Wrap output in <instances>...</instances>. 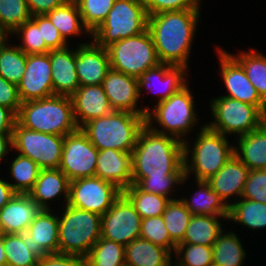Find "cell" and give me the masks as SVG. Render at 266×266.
<instances>
[{
	"mask_svg": "<svg viewBox=\"0 0 266 266\" xmlns=\"http://www.w3.org/2000/svg\"><path fill=\"white\" fill-rule=\"evenodd\" d=\"M199 10L164 11L148 16V30L160 63L188 67Z\"/></svg>",
	"mask_w": 266,
	"mask_h": 266,
	"instance_id": "1",
	"label": "cell"
},
{
	"mask_svg": "<svg viewBox=\"0 0 266 266\" xmlns=\"http://www.w3.org/2000/svg\"><path fill=\"white\" fill-rule=\"evenodd\" d=\"M132 154V178H163L185 175L183 142L145 125Z\"/></svg>",
	"mask_w": 266,
	"mask_h": 266,
	"instance_id": "2",
	"label": "cell"
},
{
	"mask_svg": "<svg viewBox=\"0 0 266 266\" xmlns=\"http://www.w3.org/2000/svg\"><path fill=\"white\" fill-rule=\"evenodd\" d=\"M16 122L37 132L61 136L78 129L71 97L63 95L22 102Z\"/></svg>",
	"mask_w": 266,
	"mask_h": 266,
	"instance_id": "3",
	"label": "cell"
},
{
	"mask_svg": "<svg viewBox=\"0 0 266 266\" xmlns=\"http://www.w3.org/2000/svg\"><path fill=\"white\" fill-rule=\"evenodd\" d=\"M145 117L126 111H113L90 120L80 129L98 150L112 148L132 152L141 129L146 125Z\"/></svg>",
	"mask_w": 266,
	"mask_h": 266,
	"instance_id": "4",
	"label": "cell"
},
{
	"mask_svg": "<svg viewBox=\"0 0 266 266\" xmlns=\"http://www.w3.org/2000/svg\"><path fill=\"white\" fill-rule=\"evenodd\" d=\"M197 135L192 149L188 141L183 142L185 176L188 178L191 172H195L196 181H207L234 155V145L229 146L226 136L209 129L205 124ZM189 152L191 159L188 158Z\"/></svg>",
	"mask_w": 266,
	"mask_h": 266,
	"instance_id": "5",
	"label": "cell"
},
{
	"mask_svg": "<svg viewBox=\"0 0 266 266\" xmlns=\"http://www.w3.org/2000/svg\"><path fill=\"white\" fill-rule=\"evenodd\" d=\"M101 238V216L65 204L59 218L58 253L86 257Z\"/></svg>",
	"mask_w": 266,
	"mask_h": 266,
	"instance_id": "6",
	"label": "cell"
},
{
	"mask_svg": "<svg viewBox=\"0 0 266 266\" xmlns=\"http://www.w3.org/2000/svg\"><path fill=\"white\" fill-rule=\"evenodd\" d=\"M148 29V14L142 0H115L112 9L91 39L103 48L139 35Z\"/></svg>",
	"mask_w": 266,
	"mask_h": 266,
	"instance_id": "7",
	"label": "cell"
},
{
	"mask_svg": "<svg viewBox=\"0 0 266 266\" xmlns=\"http://www.w3.org/2000/svg\"><path fill=\"white\" fill-rule=\"evenodd\" d=\"M190 91L186 84L168 99L157 103L153 111H147L146 125L157 133L166 134L184 142V135L191 131L198 120L194 109V97ZM153 120L163 128L151 126Z\"/></svg>",
	"mask_w": 266,
	"mask_h": 266,
	"instance_id": "8",
	"label": "cell"
},
{
	"mask_svg": "<svg viewBox=\"0 0 266 266\" xmlns=\"http://www.w3.org/2000/svg\"><path fill=\"white\" fill-rule=\"evenodd\" d=\"M107 51L110 68L135 78L160 64L148 29L111 44Z\"/></svg>",
	"mask_w": 266,
	"mask_h": 266,
	"instance_id": "9",
	"label": "cell"
},
{
	"mask_svg": "<svg viewBox=\"0 0 266 266\" xmlns=\"http://www.w3.org/2000/svg\"><path fill=\"white\" fill-rule=\"evenodd\" d=\"M215 121L205 124L209 129L221 133L246 135L258 129L265 122V115L254 105L237 99L220 96L210 102Z\"/></svg>",
	"mask_w": 266,
	"mask_h": 266,
	"instance_id": "10",
	"label": "cell"
},
{
	"mask_svg": "<svg viewBox=\"0 0 266 266\" xmlns=\"http://www.w3.org/2000/svg\"><path fill=\"white\" fill-rule=\"evenodd\" d=\"M64 136L37 132L19 125L13 127L12 148L41 169L59 168Z\"/></svg>",
	"mask_w": 266,
	"mask_h": 266,
	"instance_id": "11",
	"label": "cell"
},
{
	"mask_svg": "<svg viewBox=\"0 0 266 266\" xmlns=\"http://www.w3.org/2000/svg\"><path fill=\"white\" fill-rule=\"evenodd\" d=\"M122 194L113 183L99 177H86L70 181L68 205L104 215Z\"/></svg>",
	"mask_w": 266,
	"mask_h": 266,
	"instance_id": "12",
	"label": "cell"
},
{
	"mask_svg": "<svg viewBox=\"0 0 266 266\" xmlns=\"http://www.w3.org/2000/svg\"><path fill=\"white\" fill-rule=\"evenodd\" d=\"M98 149L78 128L64 136L59 169L70 181L95 176Z\"/></svg>",
	"mask_w": 266,
	"mask_h": 266,
	"instance_id": "13",
	"label": "cell"
},
{
	"mask_svg": "<svg viewBox=\"0 0 266 266\" xmlns=\"http://www.w3.org/2000/svg\"><path fill=\"white\" fill-rule=\"evenodd\" d=\"M142 218L122 193L101 216V238L126 246L140 237Z\"/></svg>",
	"mask_w": 266,
	"mask_h": 266,
	"instance_id": "14",
	"label": "cell"
},
{
	"mask_svg": "<svg viewBox=\"0 0 266 266\" xmlns=\"http://www.w3.org/2000/svg\"><path fill=\"white\" fill-rule=\"evenodd\" d=\"M49 53L27 54L26 71L17 85L21 102L54 95Z\"/></svg>",
	"mask_w": 266,
	"mask_h": 266,
	"instance_id": "15",
	"label": "cell"
},
{
	"mask_svg": "<svg viewBox=\"0 0 266 266\" xmlns=\"http://www.w3.org/2000/svg\"><path fill=\"white\" fill-rule=\"evenodd\" d=\"M220 62V72L226 86L228 98L256 106L264 115H266V103L260 98L257 90L249 81L243 67L223 49L217 51Z\"/></svg>",
	"mask_w": 266,
	"mask_h": 266,
	"instance_id": "16",
	"label": "cell"
},
{
	"mask_svg": "<svg viewBox=\"0 0 266 266\" xmlns=\"http://www.w3.org/2000/svg\"><path fill=\"white\" fill-rule=\"evenodd\" d=\"M102 87L114 111L146 115L150 110L148 107L139 109L137 106L140 98L138 78L110 68L102 82Z\"/></svg>",
	"mask_w": 266,
	"mask_h": 266,
	"instance_id": "17",
	"label": "cell"
},
{
	"mask_svg": "<svg viewBox=\"0 0 266 266\" xmlns=\"http://www.w3.org/2000/svg\"><path fill=\"white\" fill-rule=\"evenodd\" d=\"M76 72L80 86L102 84L110 69L107 48L92 43H82L76 49Z\"/></svg>",
	"mask_w": 266,
	"mask_h": 266,
	"instance_id": "18",
	"label": "cell"
},
{
	"mask_svg": "<svg viewBox=\"0 0 266 266\" xmlns=\"http://www.w3.org/2000/svg\"><path fill=\"white\" fill-rule=\"evenodd\" d=\"M29 250L39 259L48 254L58 253L59 217L52 215L51 209H42L26 231Z\"/></svg>",
	"mask_w": 266,
	"mask_h": 266,
	"instance_id": "19",
	"label": "cell"
},
{
	"mask_svg": "<svg viewBox=\"0 0 266 266\" xmlns=\"http://www.w3.org/2000/svg\"><path fill=\"white\" fill-rule=\"evenodd\" d=\"M73 114L78 128L92 119L109 115L113 112L102 84L80 86L71 96Z\"/></svg>",
	"mask_w": 266,
	"mask_h": 266,
	"instance_id": "20",
	"label": "cell"
},
{
	"mask_svg": "<svg viewBox=\"0 0 266 266\" xmlns=\"http://www.w3.org/2000/svg\"><path fill=\"white\" fill-rule=\"evenodd\" d=\"M42 208L29 194L16 193L15 196L0 209V231L3 234H21L26 232L33 219Z\"/></svg>",
	"mask_w": 266,
	"mask_h": 266,
	"instance_id": "21",
	"label": "cell"
},
{
	"mask_svg": "<svg viewBox=\"0 0 266 266\" xmlns=\"http://www.w3.org/2000/svg\"><path fill=\"white\" fill-rule=\"evenodd\" d=\"M95 176L109 181L120 190L132 184V154L112 148L98 150Z\"/></svg>",
	"mask_w": 266,
	"mask_h": 266,
	"instance_id": "22",
	"label": "cell"
},
{
	"mask_svg": "<svg viewBox=\"0 0 266 266\" xmlns=\"http://www.w3.org/2000/svg\"><path fill=\"white\" fill-rule=\"evenodd\" d=\"M53 93L54 95L72 96L80 87L76 72V51L65 47L50 50Z\"/></svg>",
	"mask_w": 266,
	"mask_h": 266,
	"instance_id": "23",
	"label": "cell"
},
{
	"mask_svg": "<svg viewBox=\"0 0 266 266\" xmlns=\"http://www.w3.org/2000/svg\"><path fill=\"white\" fill-rule=\"evenodd\" d=\"M249 169L235 155L206 182L215 191L227 206H230L228 198L232 195L242 197L244 185L247 181Z\"/></svg>",
	"mask_w": 266,
	"mask_h": 266,
	"instance_id": "24",
	"label": "cell"
},
{
	"mask_svg": "<svg viewBox=\"0 0 266 266\" xmlns=\"http://www.w3.org/2000/svg\"><path fill=\"white\" fill-rule=\"evenodd\" d=\"M187 69L185 66L160 63L157 67L147 70L138 78L139 96L142 95L141 92L145 88L151 92L152 82L158 80L163 83L165 88L163 87V91L160 92L159 90L160 93H157L159 96L157 103L168 99L187 84L185 75Z\"/></svg>",
	"mask_w": 266,
	"mask_h": 266,
	"instance_id": "25",
	"label": "cell"
},
{
	"mask_svg": "<svg viewBox=\"0 0 266 266\" xmlns=\"http://www.w3.org/2000/svg\"><path fill=\"white\" fill-rule=\"evenodd\" d=\"M70 180L59 168L41 169L29 196L42 208L50 209L47 203L63 195L66 204L69 199Z\"/></svg>",
	"mask_w": 266,
	"mask_h": 266,
	"instance_id": "26",
	"label": "cell"
},
{
	"mask_svg": "<svg viewBox=\"0 0 266 266\" xmlns=\"http://www.w3.org/2000/svg\"><path fill=\"white\" fill-rule=\"evenodd\" d=\"M234 155L249 170L266 169V122L258 129L238 137Z\"/></svg>",
	"mask_w": 266,
	"mask_h": 266,
	"instance_id": "27",
	"label": "cell"
},
{
	"mask_svg": "<svg viewBox=\"0 0 266 266\" xmlns=\"http://www.w3.org/2000/svg\"><path fill=\"white\" fill-rule=\"evenodd\" d=\"M171 255L167 249L138 237L125 246V266H172Z\"/></svg>",
	"mask_w": 266,
	"mask_h": 266,
	"instance_id": "28",
	"label": "cell"
},
{
	"mask_svg": "<svg viewBox=\"0 0 266 266\" xmlns=\"http://www.w3.org/2000/svg\"><path fill=\"white\" fill-rule=\"evenodd\" d=\"M197 182L198 190L192 199L184 198L182 202L192 215L206 216H228L229 206H227L220 196L213 191L206 181Z\"/></svg>",
	"mask_w": 266,
	"mask_h": 266,
	"instance_id": "29",
	"label": "cell"
},
{
	"mask_svg": "<svg viewBox=\"0 0 266 266\" xmlns=\"http://www.w3.org/2000/svg\"><path fill=\"white\" fill-rule=\"evenodd\" d=\"M219 217L228 220V216L192 215L181 243L213 246L223 232Z\"/></svg>",
	"mask_w": 266,
	"mask_h": 266,
	"instance_id": "30",
	"label": "cell"
},
{
	"mask_svg": "<svg viewBox=\"0 0 266 266\" xmlns=\"http://www.w3.org/2000/svg\"><path fill=\"white\" fill-rule=\"evenodd\" d=\"M212 251L215 266H241L246 256L240 238L233 231H223L213 244Z\"/></svg>",
	"mask_w": 266,
	"mask_h": 266,
	"instance_id": "31",
	"label": "cell"
},
{
	"mask_svg": "<svg viewBox=\"0 0 266 266\" xmlns=\"http://www.w3.org/2000/svg\"><path fill=\"white\" fill-rule=\"evenodd\" d=\"M122 193L130 200L142 219L161 216L170 200H174L173 197L145 192L135 184H131Z\"/></svg>",
	"mask_w": 266,
	"mask_h": 266,
	"instance_id": "32",
	"label": "cell"
},
{
	"mask_svg": "<svg viewBox=\"0 0 266 266\" xmlns=\"http://www.w3.org/2000/svg\"><path fill=\"white\" fill-rule=\"evenodd\" d=\"M242 199V200H241ZM231 202L228 219L238 222L249 229L266 227V204L241 198Z\"/></svg>",
	"mask_w": 266,
	"mask_h": 266,
	"instance_id": "33",
	"label": "cell"
},
{
	"mask_svg": "<svg viewBox=\"0 0 266 266\" xmlns=\"http://www.w3.org/2000/svg\"><path fill=\"white\" fill-rule=\"evenodd\" d=\"M6 266H38L40 259L28 247V233L3 234Z\"/></svg>",
	"mask_w": 266,
	"mask_h": 266,
	"instance_id": "34",
	"label": "cell"
},
{
	"mask_svg": "<svg viewBox=\"0 0 266 266\" xmlns=\"http://www.w3.org/2000/svg\"><path fill=\"white\" fill-rule=\"evenodd\" d=\"M46 16L66 42L68 40L67 37L71 35L76 36L86 32L85 34L88 33L91 36L89 30L83 25L78 6L62 4L47 13Z\"/></svg>",
	"mask_w": 266,
	"mask_h": 266,
	"instance_id": "35",
	"label": "cell"
},
{
	"mask_svg": "<svg viewBox=\"0 0 266 266\" xmlns=\"http://www.w3.org/2000/svg\"><path fill=\"white\" fill-rule=\"evenodd\" d=\"M231 56L243 67L249 81L266 103V57L254 49Z\"/></svg>",
	"mask_w": 266,
	"mask_h": 266,
	"instance_id": "36",
	"label": "cell"
},
{
	"mask_svg": "<svg viewBox=\"0 0 266 266\" xmlns=\"http://www.w3.org/2000/svg\"><path fill=\"white\" fill-rule=\"evenodd\" d=\"M162 217L170 239L176 245L180 244L185 237V232L192 218V214L181 199L175 198L167 204Z\"/></svg>",
	"mask_w": 266,
	"mask_h": 266,
	"instance_id": "37",
	"label": "cell"
},
{
	"mask_svg": "<svg viewBox=\"0 0 266 266\" xmlns=\"http://www.w3.org/2000/svg\"><path fill=\"white\" fill-rule=\"evenodd\" d=\"M85 259L87 266H125V246L100 238Z\"/></svg>",
	"mask_w": 266,
	"mask_h": 266,
	"instance_id": "38",
	"label": "cell"
},
{
	"mask_svg": "<svg viewBox=\"0 0 266 266\" xmlns=\"http://www.w3.org/2000/svg\"><path fill=\"white\" fill-rule=\"evenodd\" d=\"M40 170L41 168L36 162L18 154L10 168V174L17 183H10V186L16 193L28 194L33 189Z\"/></svg>",
	"mask_w": 266,
	"mask_h": 266,
	"instance_id": "39",
	"label": "cell"
},
{
	"mask_svg": "<svg viewBox=\"0 0 266 266\" xmlns=\"http://www.w3.org/2000/svg\"><path fill=\"white\" fill-rule=\"evenodd\" d=\"M7 45L6 42L0 48V76L10 83L18 85L26 71L27 54L17 45L14 47Z\"/></svg>",
	"mask_w": 266,
	"mask_h": 266,
	"instance_id": "40",
	"label": "cell"
},
{
	"mask_svg": "<svg viewBox=\"0 0 266 266\" xmlns=\"http://www.w3.org/2000/svg\"><path fill=\"white\" fill-rule=\"evenodd\" d=\"M31 18L26 0H0V26L9 35Z\"/></svg>",
	"mask_w": 266,
	"mask_h": 266,
	"instance_id": "41",
	"label": "cell"
},
{
	"mask_svg": "<svg viewBox=\"0 0 266 266\" xmlns=\"http://www.w3.org/2000/svg\"><path fill=\"white\" fill-rule=\"evenodd\" d=\"M174 252L175 266H213L212 246L180 243Z\"/></svg>",
	"mask_w": 266,
	"mask_h": 266,
	"instance_id": "42",
	"label": "cell"
},
{
	"mask_svg": "<svg viewBox=\"0 0 266 266\" xmlns=\"http://www.w3.org/2000/svg\"><path fill=\"white\" fill-rule=\"evenodd\" d=\"M115 0H80L78 9L85 28L92 33L106 19Z\"/></svg>",
	"mask_w": 266,
	"mask_h": 266,
	"instance_id": "43",
	"label": "cell"
},
{
	"mask_svg": "<svg viewBox=\"0 0 266 266\" xmlns=\"http://www.w3.org/2000/svg\"><path fill=\"white\" fill-rule=\"evenodd\" d=\"M12 34L20 35L22 45H17L25 54L48 53L50 49L46 46L41 35V26L31 18L24 22Z\"/></svg>",
	"mask_w": 266,
	"mask_h": 266,
	"instance_id": "44",
	"label": "cell"
},
{
	"mask_svg": "<svg viewBox=\"0 0 266 266\" xmlns=\"http://www.w3.org/2000/svg\"><path fill=\"white\" fill-rule=\"evenodd\" d=\"M140 237L167 249L170 253L175 251L176 244L170 239L162 215L143 218Z\"/></svg>",
	"mask_w": 266,
	"mask_h": 266,
	"instance_id": "45",
	"label": "cell"
},
{
	"mask_svg": "<svg viewBox=\"0 0 266 266\" xmlns=\"http://www.w3.org/2000/svg\"><path fill=\"white\" fill-rule=\"evenodd\" d=\"M186 179L185 175H166L163 178H132V184L137 185L145 192L170 197L171 188L172 191L174 188L173 185L184 184Z\"/></svg>",
	"mask_w": 266,
	"mask_h": 266,
	"instance_id": "46",
	"label": "cell"
},
{
	"mask_svg": "<svg viewBox=\"0 0 266 266\" xmlns=\"http://www.w3.org/2000/svg\"><path fill=\"white\" fill-rule=\"evenodd\" d=\"M241 198L266 204V169L249 171Z\"/></svg>",
	"mask_w": 266,
	"mask_h": 266,
	"instance_id": "47",
	"label": "cell"
},
{
	"mask_svg": "<svg viewBox=\"0 0 266 266\" xmlns=\"http://www.w3.org/2000/svg\"><path fill=\"white\" fill-rule=\"evenodd\" d=\"M148 16L164 11L200 9L201 0H142Z\"/></svg>",
	"mask_w": 266,
	"mask_h": 266,
	"instance_id": "48",
	"label": "cell"
},
{
	"mask_svg": "<svg viewBox=\"0 0 266 266\" xmlns=\"http://www.w3.org/2000/svg\"><path fill=\"white\" fill-rule=\"evenodd\" d=\"M32 19L38 24V26H41L42 39H44L46 46L50 50L69 47L67 46L68 43L46 15H33Z\"/></svg>",
	"mask_w": 266,
	"mask_h": 266,
	"instance_id": "49",
	"label": "cell"
},
{
	"mask_svg": "<svg viewBox=\"0 0 266 266\" xmlns=\"http://www.w3.org/2000/svg\"><path fill=\"white\" fill-rule=\"evenodd\" d=\"M21 104L17 85L0 76V105L11 109L17 115Z\"/></svg>",
	"mask_w": 266,
	"mask_h": 266,
	"instance_id": "50",
	"label": "cell"
},
{
	"mask_svg": "<svg viewBox=\"0 0 266 266\" xmlns=\"http://www.w3.org/2000/svg\"><path fill=\"white\" fill-rule=\"evenodd\" d=\"M38 266H87L86 259L77 255L53 253L44 256Z\"/></svg>",
	"mask_w": 266,
	"mask_h": 266,
	"instance_id": "51",
	"label": "cell"
},
{
	"mask_svg": "<svg viewBox=\"0 0 266 266\" xmlns=\"http://www.w3.org/2000/svg\"><path fill=\"white\" fill-rule=\"evenodd\" d=\"M31 15H46L62 5L61 0H26Z\"/></svg>",
	"mask_w": 266,
	"mask_h": 266,
	"instance_id": "52",
	"label": "cell"
},
{
	"mask_svg": "<svg viewBox=\"0 0 266 266\" xmlns=\"http://www.w3.org/2000/svg\"><path fill=\"white\" fill-rule=\"evenodd\" d=\"M16 116L11 109L0 105V137L12 136Z\"/></svg>",
	"mask_w": 266,
	"mask_h": 266,
	"instance_id": "53",
	"label": "cell"
},
{
	"mask_svg": "<svg viewBox=\"0 0 266 266\" xmlns=\"http://www.w3.org/2000/svg\"><path fill=\"white\" fill-rule=\"evenodd\" d=\"M16 192L10 186V183L5 182L0 178V209L3 208L14 196Z\"/></svg>",
	"mask_w": 266,
	"mask_h": 266,
	"instance_id": "54",
	"label": "cell"
},
{
	"mask_svg": "<svg viewBox=\"0 0 266 266\" xmlns=\"http://www.w3.org/2000/svg\"><path fill=\"white\" fill-rule=\"evenodd\" d=\"M10 147L12 150V136L0 137V161L4 159Z\"/></svg>",
	"mask_w": 266,
	"mask_h": 266,
	"instance_id": "55",
	"label": "cell"
},
{
	"mask_svg": "<svg viewBox=\"0 0 266 266\" xmlns=\"http://www.w3.org/2000/svg\"><path fill=\"white\" fill-rule=\"evenodd\" d=\"M3 247V233L0 231V266H6V254Z\"/></svg>",
	"mask_w": 266,
	"mask_h": 266,
	"instance_id": "56",
	"label": "cell"
},
{
	"mask_svg": "<svg viewBox=\"0 0 266 266\" xmlns=\"http://www.w3.org/2000/svg\"><path fill=\"white\" fill-rule=\"evenodd\" d=\"M8 33L0 26V48L8 41Z\"/></svg>",
	"mask_w": 266,
	"mask_h": 266,
	"instance_id": "57",
	"label": "cell"
},
{
	"mask_svg": "<svg viewBox=\"0 0 266 266\" xmlns=\"http://www.w3.org/2000/svg\"><path fill=\"white\" fill-rule=\"evenodd\" d=\"M80 0H61L62 4L78 6Z\"/></svg>",
	"mask_w": 266,
	"mask_h": 266,
	"instance_id": "58",
	"label": "cell"
}]
</instances>
